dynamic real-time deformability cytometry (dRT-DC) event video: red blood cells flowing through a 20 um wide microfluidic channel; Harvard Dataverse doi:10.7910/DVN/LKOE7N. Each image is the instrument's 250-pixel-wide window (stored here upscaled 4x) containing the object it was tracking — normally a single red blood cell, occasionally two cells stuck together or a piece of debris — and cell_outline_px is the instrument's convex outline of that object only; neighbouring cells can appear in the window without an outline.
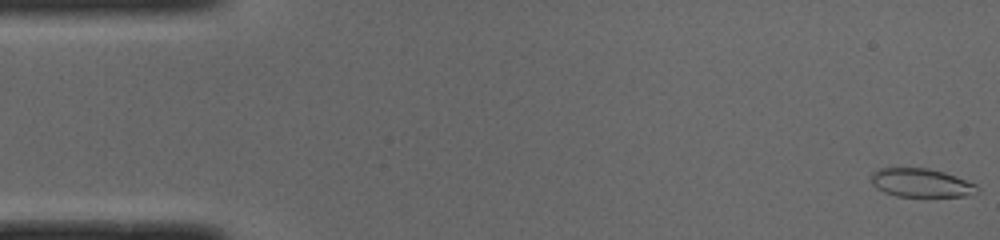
{"species": "common noctule bat (a hibernating species)", "species_latin": "Nyctalus noctula", "temperature_condition": "cold", "stored_images_in_passage": 51, "camera_frame_rate_fps": 3000, "um_per_image_px": 0.085, "animal": {"sex": "male", "body_mass_g": 19.0, "forearm_length_mm": 50.8}, "frame": {"image": 1, "passage_image": 1, "time_ms": 0.0, "image_size_px": [1000, 240], "cell_outline_px": [[980, 192], [964, 196], [896, 196], [884, 192], [876, 188], [872, 184], [868, 176], [872, 172], [880, 168], [928, 168], [944, 172], [956, 176], [976, 184], [980, 188]], "centroid_in_image_um": [78.28, 15.54], "position_along_channel_um": 6.7, "area_um2": 17.86}}
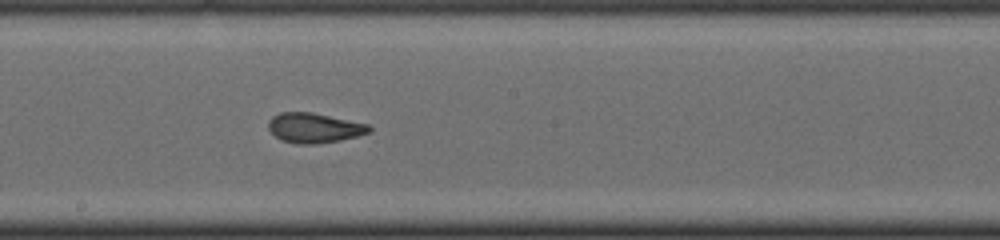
{"frame": {"image": 2, "passage_image": 27, "time_ms": 8.667, "image_size_px": [1000, 240], "cell_outline_px": [[372, 132], [340, 140], [316, 144], [300, 144], [280, 140], [268, 128], [268, 120], [272, 116], [280, 112], [312, 112], [368, 124], [372, 128]], "centroid_in_image_um": [26.7, 10.86], "position_along_channel_um": 221.5, "area_um2": 17.57}}
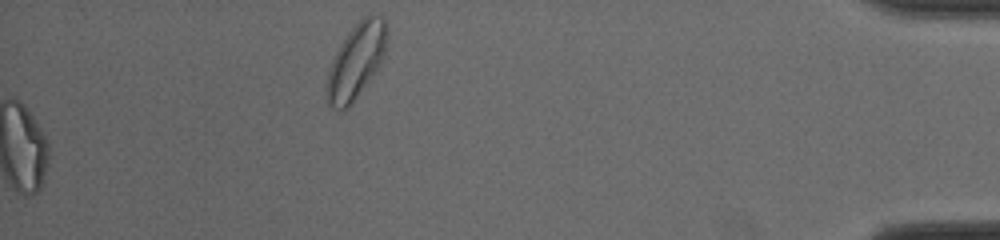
{"frame": {"image": 3, "passage_image": 51, "time_ms": 16.667, "image_size_px": [1000, 240], "cell_outline_px": [[388, 36], [384, 56], [376, 72], [348, 108], [344, 112], [332, 108], [328, 104], [324, 88], [328, 72], [332, 60], [340, 44], [348, 32], [364, 16], [372, 12], [380, 16], [384, 20], [388, 28]], "centroid_in_image_um": [30.27, 5.21], "position_along_channel_um": 404.9, "area_um2": 26.76}, "authors_computed_cell_mechanics": {"area_um2": 18.0914, "velocity_mm_per_s": 3.9904, "shape_relaxation_time_tau1_ms": 5.0793, "shape_relaxation_time_tau2_ms": 1.194, "deformation_change_tau1": 0.1746, "deformation_change_tau2": 0.0822}}